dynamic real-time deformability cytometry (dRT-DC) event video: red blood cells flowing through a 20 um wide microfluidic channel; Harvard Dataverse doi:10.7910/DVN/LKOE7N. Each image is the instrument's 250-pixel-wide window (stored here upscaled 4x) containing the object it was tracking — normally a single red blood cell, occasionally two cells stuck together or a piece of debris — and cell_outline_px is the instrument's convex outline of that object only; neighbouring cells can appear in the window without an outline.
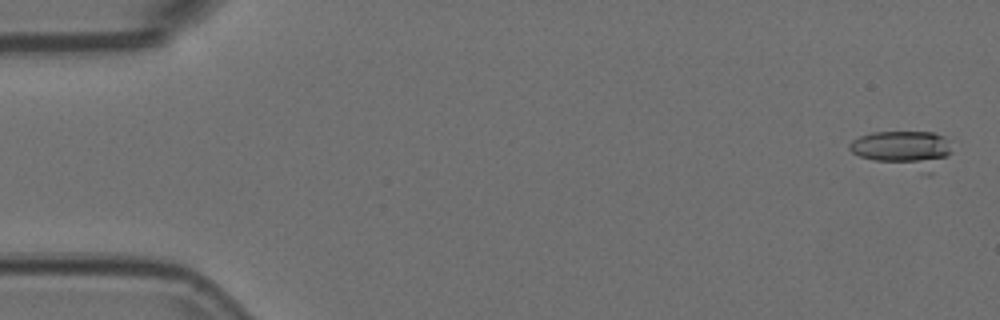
{"species": "Egyptian fruit bat (a non-hibernating species)", "species_latin": "Rousettus aegyptiacus", "temperature_condition": "room temperature", "stored_images_in_passage": 5, "camera_frame_rate_fps": 3000, "um_per_image_px": 0.085, "animal": {"sex": "female"}, "frame": {"image": 1, "passage_image": 1, "time_ms": 0.0, "image_size_px": [1000, 320], "cell_outline_px": [[952, 152], [928, 176], [872, 160], [860, 156], [852, 152], [848, 148], [848, 144], [852, 140], [860, 136], [872, 132], [932, 132], [944, 136], [948, 140]], "centroid_in_image_um": [76.83, 12.73], "position_along_channel_um": 8.2, "area_um2": 22.6}}
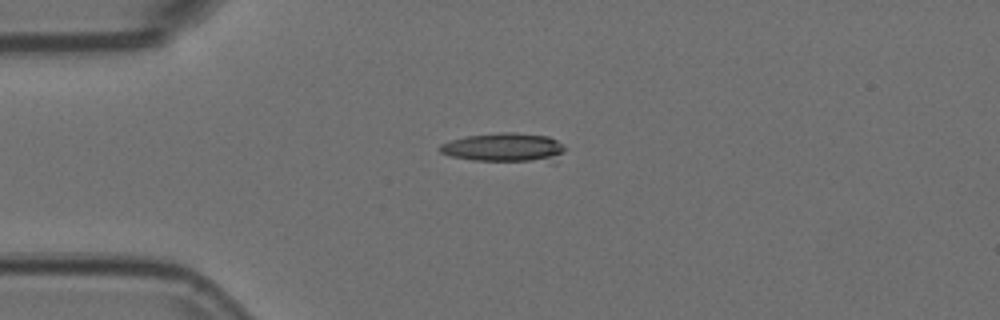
{"frame": {"image": 2, "passage_image": 4, "time_ms": 1.0, "image_size_px": [1000, 320], "cell_outline_px": [[564, 152], [556, 164], [548, 164], [472, 160], [452, 156], [440, 152], [440, 144], [464, 136], [500, 132], [516, 132], [548, 136], [556, 140], [564, 148]], "centroid_in_image_um": [42.98, 12.58], "position_along_channel_um": 42.0, "area_um2": 22.08}}